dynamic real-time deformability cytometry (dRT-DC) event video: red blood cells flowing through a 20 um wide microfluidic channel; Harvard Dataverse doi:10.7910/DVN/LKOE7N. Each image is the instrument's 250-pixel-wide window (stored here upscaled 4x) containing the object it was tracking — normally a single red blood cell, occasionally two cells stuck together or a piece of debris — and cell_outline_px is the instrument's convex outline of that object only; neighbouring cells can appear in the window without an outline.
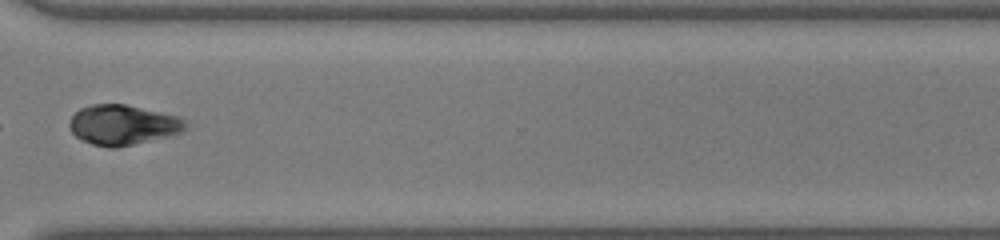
{"species": "common noctule bat (a hibernating species)", "species_latin": "Nyctalus noctula", "temperature_condition": "warm", "stored_images_in_passage": 42, "camera_frame_rate_fps": 3000, "um_per_image_px": 0.085, "animal": {"sex": "male", "body_mass_g": 19.0, "forearm_length_mm": 50.8}, "frame": {"image": 1, "passage_image": 33, "time_ms": 10.667, "image_size_px": [1000, 240], "cell_outline_px": [[192, 128], [168, 136], [116, 148], [108, 148], [92, 144], [80, 140], [72, 132], [68, 124], [72, 116], [80, 108], [92, 104], [124, 104], [180, 116]], "centroid_in_image_um": [10.46, 10.62], "position_along_channel_um": 360.1, "area_um2": 27.28}}